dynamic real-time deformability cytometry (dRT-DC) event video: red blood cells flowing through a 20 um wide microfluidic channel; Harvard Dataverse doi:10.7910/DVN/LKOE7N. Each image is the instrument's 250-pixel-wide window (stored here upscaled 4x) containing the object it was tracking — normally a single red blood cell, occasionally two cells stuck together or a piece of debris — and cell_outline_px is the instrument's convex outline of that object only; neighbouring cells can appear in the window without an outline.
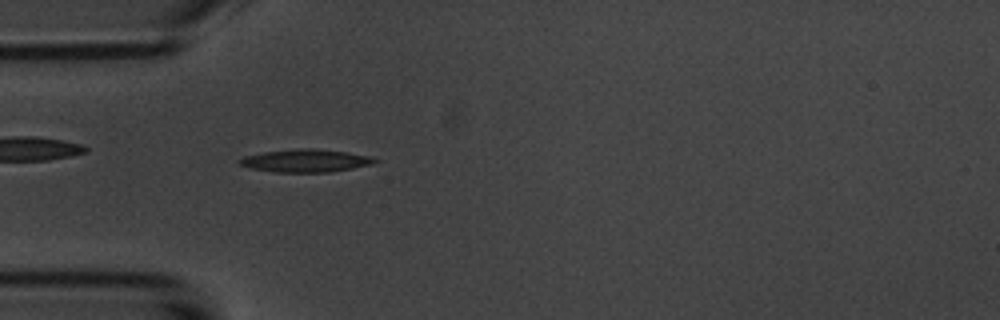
{"species": "common noctule bat (a hibernating species)", "species_latin": "Nyctalus noctula", "temperature_condition": "room temperature", "stored_images_in_passage": 54, "camera_frame_rate_fps": 3000, "um_per_image_px": 0.085, "animal": {"sex": "male", "body_mass_g": 20.1, "forearm_length_mm": 53.5}, "frame": {"image": 1, "passage_image": 16, "time_ms": 5.0, "image_size_px": [1000, 320], "cell_outline_px": [[380, 160], [372, 164], [352, 168], [328, 172], [276, 172], [248, 168], [236, 164], [236, 160], [244, 156], [264, 152], [300, 148], [312, 148], [344, 152], [372, 156]], "centroid_in_image_um": [25.92, 13.66], "position_along_channel_um": 59.1, "area_um2": 18.03}}
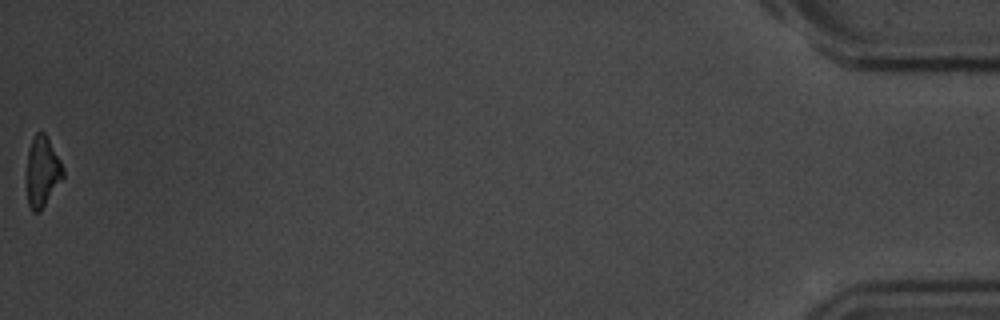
{"frame": {"image": 2, "passage_image": 54, "time_ms": 17.667, "image_size_px": [1000, 320], "cell_outline_px": [[64, 176], [40, 212], [32, 212], [28, 204], [24, 176], [28, 148], [36, 132], [44, 132], [60, 160], [64, 168]], "centroid_in_image_um": [3.54, 14.62], "position_along_channel_um": 431.7, "area_um2": 15.37}, "authors_computed_cell_mechanics": {"area_um2": 16.2129, "velocity_mm_per_s": 3.7463, "shape_relaxation_time_tau1_ms": 2.0082, "shape_relaxation_time_tau2_ms": null, "deformation_change_tau1": 0.1228, "deformation_change_tau2": null}}